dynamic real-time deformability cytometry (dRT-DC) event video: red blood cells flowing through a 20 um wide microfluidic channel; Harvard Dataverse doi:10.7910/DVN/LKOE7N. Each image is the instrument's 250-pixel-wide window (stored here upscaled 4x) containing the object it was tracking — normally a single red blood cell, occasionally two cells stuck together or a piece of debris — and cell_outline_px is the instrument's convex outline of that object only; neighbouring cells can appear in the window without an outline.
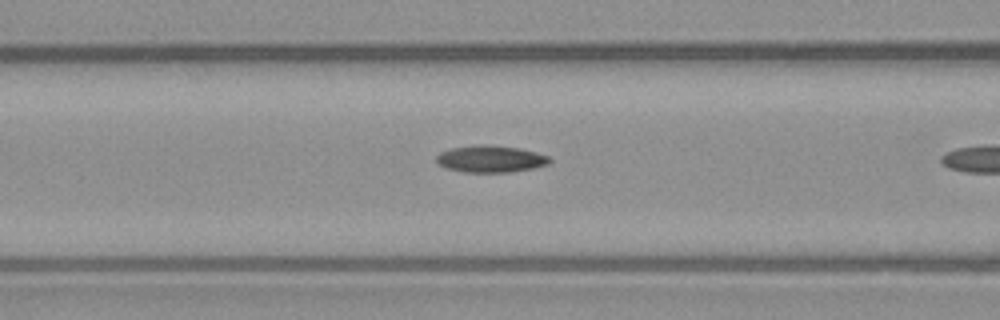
{"species": "common noctule bat (a hibernating species)", "species_latin": "Nyctalus noctula", "temperature_condition": "warm", "stored_images_in_passage": 13, "camera_frame_rate_fps": 3000, "um_per_image_px": 0.085, "animal": {"sex": "male", "body_mass_g": 23.1, "forearm_length_mm": 52.7}, "frame": {"image": 1, "passage_image": 11, "time_ms": 3.333, "image_size_px": [1000, 320], "cell_outline_px": [[552, 160], [548, 164], [532, 168], [512, 172], [464, 172], [444, 168], [436, 164], [436, 156], [440, 152], [452, 148], [480, 144], [520, 148], [536, 152], [548, 156]], "centroid_in_image_um": [41.67, 13.51], "position_along_channel_um": 124.9, "area_um2": 17.8}}